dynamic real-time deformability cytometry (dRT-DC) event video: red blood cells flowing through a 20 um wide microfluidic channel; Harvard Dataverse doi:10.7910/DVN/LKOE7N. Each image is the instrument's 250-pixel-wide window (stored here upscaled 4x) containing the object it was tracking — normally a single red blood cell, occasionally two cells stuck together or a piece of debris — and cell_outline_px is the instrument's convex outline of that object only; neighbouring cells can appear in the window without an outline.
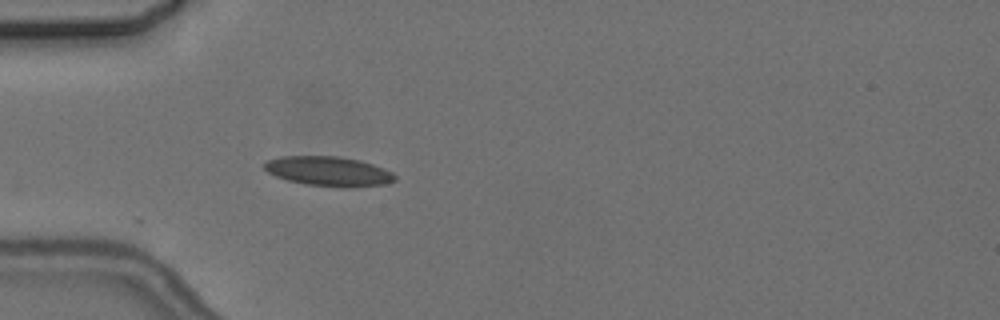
{"species": "common noctule bat (a hibernating species)", "species_latin": "Nyctalus noctula", "temperature_condition": "cold", "stored_images_in_passage": 2, "camera_frame_rate_fps": 3000, "um_per_image_px": 0.085, "animal": {"sex": "female", "body_mass_g": 24.6, "forearm_length_mm": 56.2}, "frame": {"image": 1, "passage_image": 2, "time_ms": 1.333, "image_size_px": [1000, 320], "cell_outline_px": [[396, 180], [384, 184], [356, 188], [340, 188], [304, 184], [288, 180], [276, 176], [268, 172], [264, 168], [264, 164], [268, 160], [280, 156], [336, 156], [360, 160], [384, 168], [392, 172], [396, 176]], "centroid_in_image_um": [27.96, 14.57], "position_along_channel_um": 57.0, "area_um2": 22.77}}